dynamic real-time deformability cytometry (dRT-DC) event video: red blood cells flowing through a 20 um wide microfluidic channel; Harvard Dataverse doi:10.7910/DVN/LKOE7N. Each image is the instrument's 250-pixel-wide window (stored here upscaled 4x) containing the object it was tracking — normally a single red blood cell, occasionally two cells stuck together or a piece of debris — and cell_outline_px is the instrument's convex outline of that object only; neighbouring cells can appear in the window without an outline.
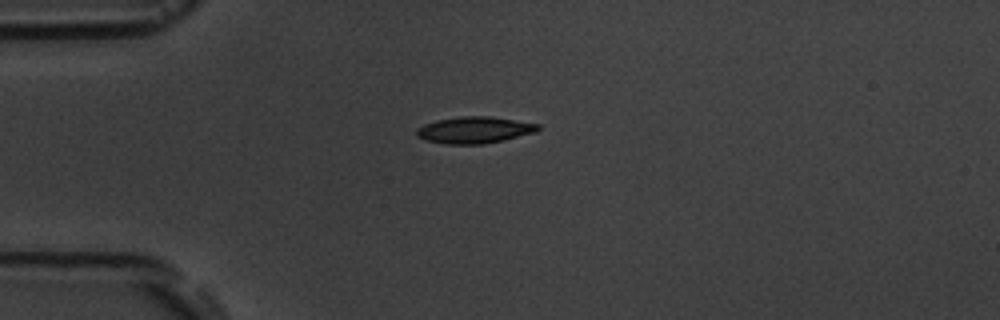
{"species": "common noctule bat (a hibernating species)", "species_latin": "Nyctalus noctula", "temperature_condition": "room temperature", "stored_images_in_passage": 12, "camera_frame_rate_fps": 3000, "um_per_image_px": 0.085, "animal": {"sex": "male", "body_mass_g": 19.5, "forearm_length_mm": 54.6}, "frame": {"image": 1, "passage_image": 1, "time_ms": 0.0, "image_size_px": [1000, 320], "cell_outline_px": [[540, 128], [536, 132], [484, 144], [448, 144], [424, 140], [416, 136], [416, 128], [424, 124], [436, 120], [460, 116], [488, 116], [540, 124]], "centroid_in_image_um": [40.29, 11.04], "position_along_channel_um": 44.7, "area_um2": 18.79}}
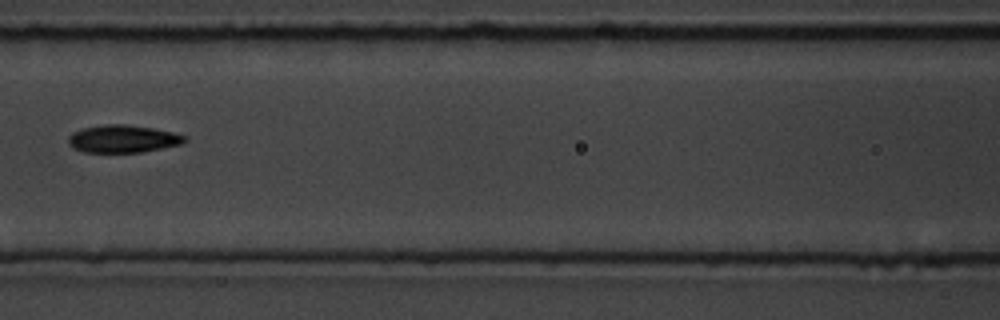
{"frame": {"image": 2, "passage_image": 4, "time_ms": 3.667, "image_size_px": [1000, 320], "cell_outline_px": [[188, 140], [180, 144], [140, 152], [84, 152], [72, 148], [68, 144], [68, 136], [72, 132], [84, 128], [108, 124], [124, 124], [152, 128], [172, 132], [188, 136]], "centroid_in_image_um": [10.43, 11.8], "position_along_channel_um": 156.2, "area_um2": 18.61}}
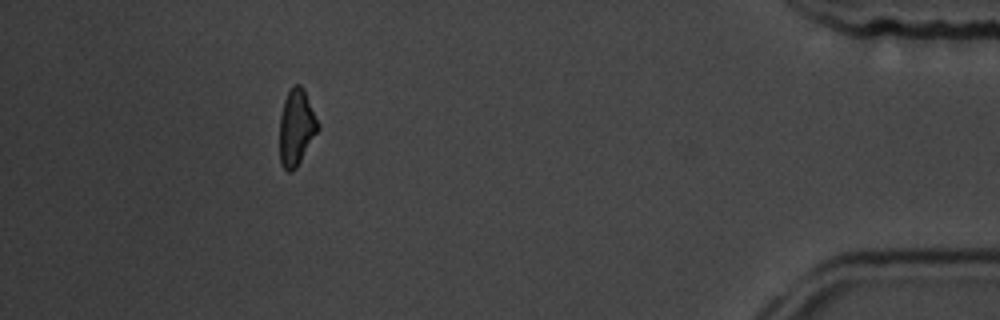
{"frame": {"image": 3, "passage_image": 11, "time_ms": 12.333, "image_size_px": [1000, 320], "cell_outline_px": [[320, 128], [296, 168], [292, 172], [288, 172], [284, 168], [280, 160], [280, 116], [284, 100], [292, 84], [300, 84], [304, 88], [320, 124]], "centroid_in_image_um": [25.21, 10.8], "position_along_channel_um": 410.0, "area_um2": 17.17}, "authors_computed_cell_mechanics": {"area_um2": 18.2648, "velocity_mm_per_s": 3.5932, "shape_relaxation_time_tau1_ms": 2.267, "shape_relaxation_time_tau2_ms": 7.1404, "deformation_change_tau1": 0.1113, "deformation_change_tau2": 0.1282}}